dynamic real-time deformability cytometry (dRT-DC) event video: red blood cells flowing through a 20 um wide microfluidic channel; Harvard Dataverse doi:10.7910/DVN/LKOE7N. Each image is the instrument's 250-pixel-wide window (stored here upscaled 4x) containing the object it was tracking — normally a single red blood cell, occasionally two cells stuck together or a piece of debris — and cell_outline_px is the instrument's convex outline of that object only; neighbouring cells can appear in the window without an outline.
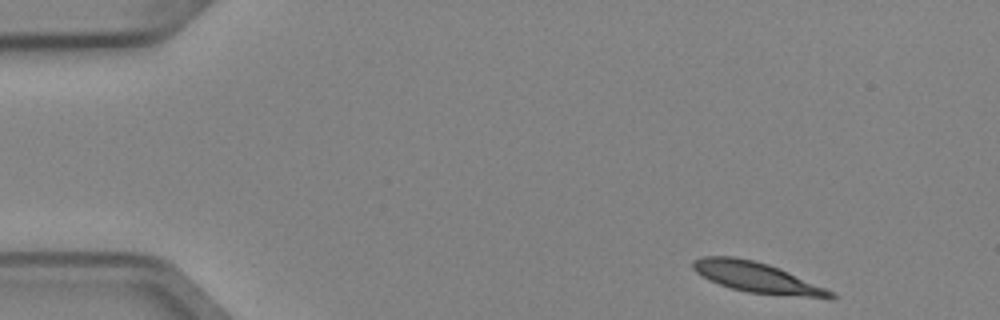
{"species": "Egyptian fruit bat (a non-hibernating species)", "species_latin": "Rousettus aegyptiacus", "temperature_condition": "cold", "stored_images_in_passage": 4, "segment_of_instrument_passage": [1, 2], "camera_frame_rate_fps": 3000, "um_per_image_px": 0.085, "animal": {"sex": "female"}, "frame": {"image": 1, "passage_image": 1, "time_ms": 0.0, "image_size_px": [1000, 320], "cell_outline_px": [[836, 296], [832, 300], [748, 292], [732, 288], [720, 284], [696, 272], [692, 268], [692, 260], [704, 256], [732, 256], [752, 260], [768, 264], [780, 268], [836, 292]], "centroid_in_image_um": [64.45, 23.6], "position_along_channel_um": 20.6, "area_um2": 24.51}}
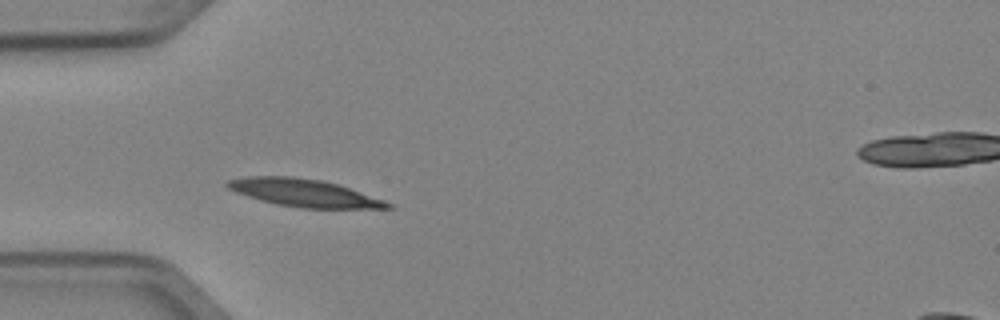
{"frame": {"image": 2, "passage_image": 3, "time_ms": 0.667, "image_size_px": [1000, 320], "cell_outline_px": [[396, 208], [304, 208], [276, 204], [248, 196], [236, 192], [228, 188], [224, 184], [228, 180], [248, 176], [292, 176], [320, 180], [336, 184], [396, 204]], "centroid_in_image_um": [25.86, 16.4], "position_along_channel_um": 59.1, "area_um2": 25.49}}